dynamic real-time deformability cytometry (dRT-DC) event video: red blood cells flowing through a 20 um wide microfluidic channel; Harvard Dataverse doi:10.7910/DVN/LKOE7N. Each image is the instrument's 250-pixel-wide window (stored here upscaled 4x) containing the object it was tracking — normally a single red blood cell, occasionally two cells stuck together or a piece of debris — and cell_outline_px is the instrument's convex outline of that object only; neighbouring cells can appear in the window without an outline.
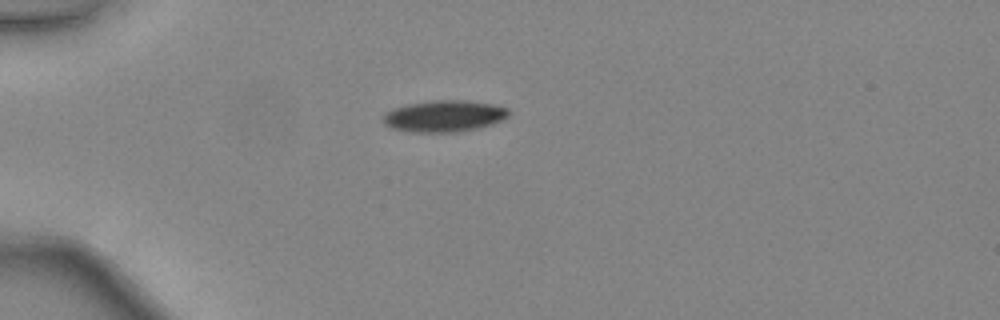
{"species": "common noctule bat (a hibernating species)", "species_latin": "Nyctalus noctula", "temperature_condition": "warm", "stored_images_in_passage": 34, "camera_frame_rate_fps": 3000, "um_per_image_px": 0.085, "animal": {"sex": "female", "body_mass_g": 24.6, "forearm_length_mm": 56.2}, "frame": {"image": 1, "passage_image": 1, "time_ms": 0.0, "image_size_px": [1000, 320], "cell_outline_px": [[508, 116], [492, 124], [480, 128], [456, 132], [412, 132], [392, 128], [384, 124], [384, 112], [392, 108], [408, 104], [436, 100], [464, 100], [492, 104], [508, 108]], "centroid_in_image_um": [37.73, 9.87], "position_along_channel_um": 47.3, "area_um2": 23.0}}
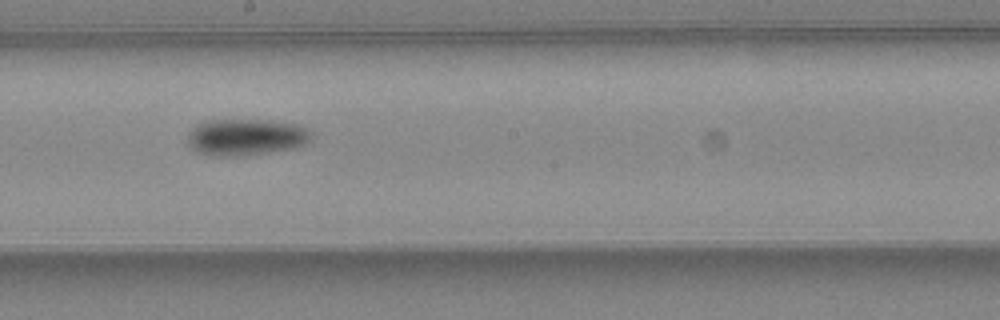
{"frame": {"image": 2, "passage_image": 15, "time_ms": 4.667, "image_size_px": [1000, 320], "cell_outline_px": [[312, 132], [308, 140], [304, 144], [292, 148], [244, 156], [212, 156], [196, 152], [188, 144], [188, 136], [200, 124], [212, 120], [268, 120], [300, 124]], "centroid_in_image_um": [20.93, 11.66], "position_along_channel_um": 227.3, "area_um2": 26.13}}
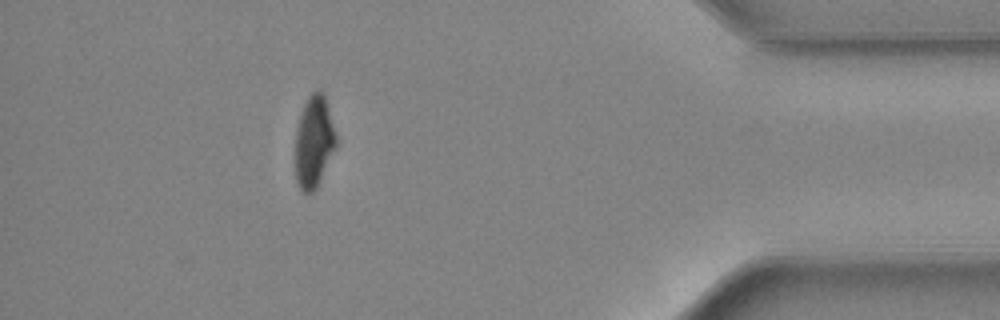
{"frame": {"image": 3, "passage_image": 30, "time_ms": 9.667, "image_size_px": [1000, 320], "cell_outline_px": [[336, 144], [316, 188], [312, 192], [304, 192], [296, 184], [296, 132], [300, 116], [304, 104], [308, 96], [316, 88], [320, 88], [324, 92], [336, 132]], "centroid_in_image_um": [26.69, 11.98], "position_along_channel_um": 408.5, "area_um2": 21.62}, "authors_computed_cell_mechanics": {"area_um2": 23.9581, "velocity_mm_per_s": 4.4574, "shape_relaxation_time_tau1_ms": 3.226, "shape_relaxation_time_tau2_ms": null, "deformation_change_tau1": 0.1354, "deformation_change_tau2": null}}